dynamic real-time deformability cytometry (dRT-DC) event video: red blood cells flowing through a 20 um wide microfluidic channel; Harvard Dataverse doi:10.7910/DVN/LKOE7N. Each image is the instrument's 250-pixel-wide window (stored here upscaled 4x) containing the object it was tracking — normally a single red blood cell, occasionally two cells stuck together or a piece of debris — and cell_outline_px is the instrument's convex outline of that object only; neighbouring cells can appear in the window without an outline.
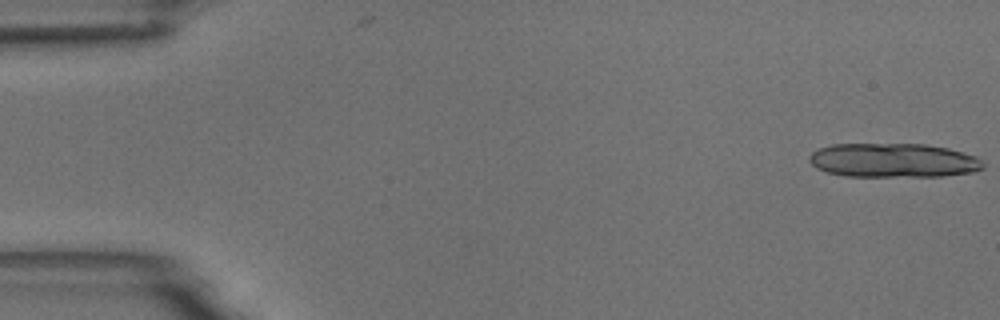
{"species": "common noctule bat (a hibernating species)", "species_latin": "Nyctalus noctula", "temperature_condition": "room temperature", "stored_images_in_passage": 8, "camera_frame_rate_fps": 3000, "um_per_image_px": 0.085, "animal": {"sex": "male", "body_mass_g": 18.8}, "frame": {"image": 1, "passage_image": 1, "time_ms": 0.0, "image_size_px": [1000, 320], "cell_outline_px": [[984, 168], [972, 172], [944, 176], [844, 176], [828, 172], [816, 168], [808, 160], [808, 156], [812, 152], [820, 148], [832, 144], [924, 144], [948, 148], [976, 156], [984, 164]], "centroid_in_image_um": [75.92, 13.63], "position_along_channel_um": 9.1, "area_um2": 34.62}}
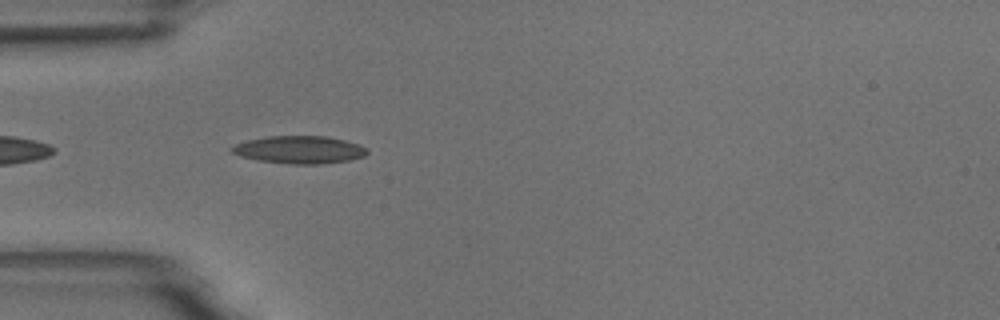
{"frame": {"image": 2, "passage_image": 5, "time_ms": 5.333, "image_size_px": [1000, 320], "cell_outline_px": [[368, 152], [364, 156], [352, 160], [324, 164], [288, 164], [256, 160], [240, 156], [232, 152], [228, 148], [236, 144], [248, 140], [268, 136], [328, 136], [360, 144], [368, 148]], "centroid_in_image_um": [25.48, 12.73], "position_along_channel_um": 59.5, "area_um2": 22.08}}